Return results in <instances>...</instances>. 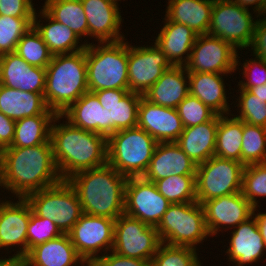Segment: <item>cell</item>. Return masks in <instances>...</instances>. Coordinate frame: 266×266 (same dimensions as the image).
<instances>
[{"instance_id":"ab89813d","label":"cell","mask_w":266,"mask_h":266,"mask_svg":"<svg viewBox=\"0 0 266 266\" xmlns=\"http://www.w3.org/2000/svg\"><path fill=\"white\" fill-rule=\"evenodd\" d=\"M33 26V18L0 15V56L15 52L17 43Z\"/></svg>"},{"instance_id":"5bb4252c","label":"cell","mask_w":266,"mask_h":266,"mask_svg":"<svg viewBox=\"0 0 266 266\" xmlns=\"http://www.w3.org/2000/svg\"><path fill=\"white\" fill-rule=\"evenodd\" d=\"M170 203L159 193L154 182L143 177H130L125 185L124 213L157 226Z\"/></svg>"},{"instance_id":"9c48e42d","label":"cell","mask_w":266,"mask_h":266,"mask_svg":"<svg viewBox=\"0 0 266 266\" xmlns=\"http://www.w3.org/2000/svg\"><path fill=\"white\" fill-rule=\"evenodd\" d=\"M244 165L235 160L213 156L196 169V198L203 204L213 198L241 192Z\"/></svg>"},{"instance_id":"2e32d148","label":"cell","mask_w":266,"mask_h":266,"mask_svg":"<svg viewBox=\"0 0 266 266\" xmlns=\"http://www.w3.org/2000/svg\"><path fill=\"white\" fill-rule=\"evenodd\" d=\"M205 223L211 236L233 229L253 216L254 207L242 192L213 198L203 204ZM233 227V228H232ZM223 228V230H221Z\"/></svg>"},{"instance_id":"74e56055","label":"cell","mask_w":266,"mask_h":266,"mask_svg":"<svg viewBox=\"0 0 266 266\" xmlns=\"http://www.w3.org/2000/svg\"><path fill=\"white\" fill-rule=\"evenodd\" d=\"M143 95L129 91L110 111V136L122 129L137 127L139 102Z\"/></svg>"},{"instance_id":"4dcf8cb0","label":"cell","mask_w":266,"mask_h":266,"mask_svg":"<svg viewBox=\"0 0 266 266\" xmlns=\"http://www.w3.org/2000/svg\"><path fill=\"white\" fill-rule=\"evenodd\" d=\"M213 4L214 0H168L164 16L190 27L198 35L208 34Z\"/></svg>"},{"instance_id":"d590c367","label":"cell","mask_w":266,"mask_h":266,"mask_svg":"<svg viewBox=\"0 0 266 266\" xmlns=\"http://www.w3.org/2000/svg\"><path fill=\"white\" fill-rule=\"evenodd\" d=\"M15 53L29 65L42 68L47 67L53 56L33 26L19 40Z\"/></svg>"},{"instance_id":"83f0119b","label":"cell","mask_w":266,"mask_h":266,"mask_svg":"<svg viewBox=\"0 0 266 266\" xmlns=\"http://www.w3.org/2000/svg\"><path fill=\"white\" fill-rule=\"evenodd\" d=\"M38 13L40 15L36 12L33 18V27L53 55L76 53L86 48L85 42L78 45L80 38L69 27L51 18L43 9H40ZM38 17L39 20H37ZM42 18L48 23L43 24Z\"/></svg>"},{"instance_id":"9f6ffc18","label":"cell","mask_w":266,"mask_h":266,"mask_svg":"<svg viewBox=\"0 0 266 266\" xmlns=\"http://www.w3.org/2000/svg\"><path fill=\"white\" fill-rule=\"evenodd\" d=\"M81 266H98L95 261H84Z\"/></svg>"},{"instance_id":"db71d44e","label":"cell","mask_w":266,"mask_h":266,"mask_svg":"<svg viewBox=\"0 0 266 266\" xmlns=\"http://www.w3.org/2000/svg\"><path fill=\"white\" fill-rule=\"evenodd\" d=\"M1 257L0 266H24V258L17 256L15 253L9 258Z\"/></svg>"},{"instance_id":"11a10c76","label":"cell","mask_w":266,"mask_h":266,"mask_svg":"<svg viewBox=\"0 0 266 266\" xmlns=\"http://www.w3.org/2000/svg\"><path fill=\"white\" fill-rule=\"evenodd\" d=\"M249 91L254 94L257 98L266 101V84L261 86L252 87Z\"/></svg>"},{"instance_id":"91938a15","label":"cell","mask_w":266,"mask_h":266,"mask_svg":"<svg viewBox=\"0 0 266 266\" xmlns=\"http://www.w3.org/2000/svg\"><path fill=\"white\" fill-rule=\"evenodd\" d=\"M2 188V177H1V167H0V189Z\"/></svg>"},{"instance_id":"9a60e30c","label":"cell","mask_w":266,"mask_h":266,"mask_svg":"<svg viewBox=\"0 0 266 266\" xmlns=\"http://www.w3.org/2000/svg\"><path fill=\"white\" fill-rule=\"evenodd\" d=\"M173 65L155 44L132 46L128 44L129 91L145 95L151 86Z\"/></svg>"},{"instance_id":"836d02e7","label":"cell","mask_w":266,"mask_h":266,"mask_svg":"<svg viewBox=\"0 0 266 266\" xmlns=\"http://www.w3.org/2000/svg\"><path fill=\"white\" fill-rule=\"evenodd\" d=\"M42 7L51 18L69 27L79 38L88 36V22L80 0H45Z\"/></svg>"},{"instance_id":"4fadbf2b","label":"cell","mask_w":266,"mask_h":266,"mask_svg":"<svg viewBox=\"0 0 266 266\" xmlns=\"http://www.w3.org/2000/svg\"><path fill=\"white\" fill-rule=\"evenodd\" d=\"M114 223V219L107 217L84 213L80 216L67 234L84 261H95L99 258V253L103 256L112 250Z\"/></svg>"},{"instance_id":"30bf717a","label":"cell","mask_w":266,"mask_h":266,"mask_svg":"<svg viewBox=\"0 0 266 266\" xmlns=\"http://www.w3.org/2000/svg\"><path fill=\"white\" fill-rule=\"evenodd\" d=\"M256 21L249 9L233 0H214L208 34L223 39L236 50H247L250 49Z\"/></svg>"},{"instance_id":"277c9868","label":"cell","mask_w":266,"mask_h":266,"mask_svg":"<svg viewBox=\"0 0 266 266\" xmlns=\"http://www.w3.org/2000/svg\"><path fill=\"white\" fill-rule=\"evenodd\" d=\"M88 91L85 49L53 55L46 67L44 100L47 107L61 115Z\"/></svg>"},{"instance_id":"7c38bea8","label":"cell","mask_w":266,"mask_h":266,"mask_svg":"<svg viewBox=\"0 0 266 266\" xmlns=\"http://www.w3.org/2000/svg\"><path fill=\"white\" fill-rule=\"evenodd\" d=\"M237 52L230 43L219 37L198 35L184 67L188 73L231 74L241 65Z\"/></svg>"},{"instance_id":"6da1fadb","label":"cell","mask_w":266,"mask_h":266,"mask_svg":"<svg viewBox=\"0 0 266 266\" xmlns=\"http://www.w3.org/2000/svg\"><path fill=\"white\" fill-rule=\"evenodd\" d=\"M2 187L16 198L54 186L62 181L51 142L33 147H7L0 162Z\"/></svg>"},{"instance_id":"603a6c76","label":"cell","mask_w":266,"mask_h":266,"mask_svg":"<svg viewBox=\"0 0 266 266\" xmlns=\"http://www.w3.org/2000/svg\"><path fill=\"white\" fill-rule=\"evenodd\" d=\"M110 111L103 108L93 92L84 93L63 114L73 126L110 137Z\"/></svg>"},{"instance_id":"d4e9b609","label":"cell","mask_w":266,"mask_h":266,"mask_svg":"<svg viewBox=\"0 0 266 266\" xmlns=\"http://www.w3.org/2000/svg\"><path fill=\"white\" fill-rule=\"evenodd\" d=\"M83 262L66 233L33 247L24 257V266H80Z\"/></svg>"},{"instance_id":"8992f818","label":"cell","mask_w":266,"mask_h":266,"mask_svg":"<svg viewBox=\"0 0 266 266\" xmlns=\"http://www.w3.org/2000/svg\"><path fill=\"white\" fill-rule=\"evenodd\" d=\"M157 144L139 127L119 130L107 139V163L127 178L143 177Z\"/></svg>"},{"instance_id":"60d3db41","label":"cell","mask_w":266,"mask_h":266,"mask_svg":"<svg viewBox=\"0 0 266 266\" xmlns=\"http://www.w3.org/2000/svg\"><path fill=\"white\" fill-rule=\"evenodd\" d=\"M243 196L254 208L259 207L257 198L266 196V163L246 165L243 171Z\"/></svg>"},{"instance_id":"ee69618b","label":"cell","mask_w":266,"mask_h":266,"mask_svg":"<svg viewBox=\"0 0 266 266\" xmlns=\"http://www.w3.org/2000/svg\"><path fill=\"white\" fill-rule=\"evenodd\" d=\"M63 233L52 220L35 215L32 211L27 228V254L35 246L54 239Z\"/></svg>"},{"instance_id":"e0dca14e","label":"cell","mask_w":266,"mask_h":266,"mask_svg":"<svg viewBox=\"0 0 266 266\" xmlns=\"http://www.w3.org/2000/svg\"><path fill=\"white\" fill-rule=\"evenodd\" d=\"M18 201L0 200V249L18 248L17 256L27 255V228L31 207L25 198ZM17 246V247H16ZM9 247V248H8Z\"/></svg>"},{"instance_id":"f6af8a7d","label":"cell","mask_w":266,"mask_h":266,"mask_svg":"<svg viewBox=\"0 0 266 266\" xmlns=\"http://www.w3.org/2000/svg\"><path fill=\"white\" fill-rule=\"evenodd\" d=\"M254 57V59L245 60L241 65L243 66L240 68L243 70L242 75L247 79L238 82V87L241 89L249 90L252 87L266 84V62Z\"/></svg>"},{"instance_id":"f907efd6","label":"cell","mask_w":266,"mask_h":266,"mask_svg":"<svg viewBox=\"0 0 266 266\" xmlns=\"http://www.w3.org/2000/svg\"><path fill=\"white\" fill-rule=\"evenodd\" d=\"M128 92L129 90L123 89H105L93 93L97 96L102 107L107 109L114 106L117 102H120Z\"/></svg>"},{"instance_id":"bcb514c9","label":"cell","mask_w":266,"mask_h":266,"mask_svg":"<svg viewBox=\"0 0 266 266\" xmlns=\"http://www.w3.org/2000/svg\"><path fill=\"white\" fill-rule=\"evenodd\" d=\"M36 9L32 0H0V15L34 18Z\"/></svg>"},{"instance_id":"3957f363","label":"cell","mask_w":266,"mask_h":266,"mask_svg":"<svg viewBox=\"0 0 266 266\" xmlns=\"http://www.w3.org/2000/svg\"><path fill=\"white\" fill-rule=\"evenodd\" d=\"M127 179L107 163L80 171L67 181L76 191L84 214L116 220L124 213Z\"/></svg>"},{"instance_id":"816d5d0a","label":"cell","mask_w":266,"mask_h":266,"mask_svg":"<svg viewBox=\"0 0 266 266\" xmlns=\"http://www.w3.org/2000/svg\"><path fill=\"white\" fill-rule=\"evenodd\" d=\"M235 3L238 5L242 6L243 8L249 9V6H253V13L257 14L260 16L262 11L264 10L266 0H233Z\"/></svg>"},{"instance_id":"ba28073f","label":"cell","mask_w":266,"mask_h":266,"mask_svg":"<svg viewBox=\"0 0 266 266\" xmlns=\"http://www.w3.org/2000/svg\"><path fill=\"white\" fill-rule=\"evenodd\" d=\"M32 212L52 220L62 233H68L83 214L74 188L67 180L25 197Z\"/></svg>"},{"instance_id":"d6986e66","label":"cell","mask_w":266,"mask_h":266,"mask_svg":"<svg viewBox=\"0 0 266 266\" xmlns=\"http://www.w3.org/2000/svg\"><path fill=\"white\" fill-rule=\"evenodd\" d=\"M88 22V35L98 42H116L125 35L122 26L121 10L114 0H80ZM122 33V34H121Z\"/></svg>"},{"instance_id":"7dc6e473","label":"cell","mask_w":266,"mask_h":266,"mask_svg":"<svg viewBox=\"0 0 266 266\" xmlns=\"http://www.w3.org/2000/svg\"><path fill=\"white\" fill-rule=\"evenodd\" d=\"M257 18L250 50H253L252 56L266 62V18L255 15ZM259 18V19H258ZM261 18V19H260Z\"/></svg>"},{"instance_id":"ffe728a7","label":"cell","mask_w":266,"mask_h":266,"mask_svg":"<svg viewBox=\"0 0 266 266\" xmlns=\"http://www.w3.org/2000/svg\"><path fill=\"white\" fill-rule=\"evenodd\" d=\"M46 68L29 65L17 53L0 56V84L25 92L44 93Z\"/></svg>"},{"instance_id":"8fae6325","label":"cell","mask_w":266,"mask_h":266,"mask_svg":"<svg viewBox=\"0 0 266 266\" xmlns=\"http://www.w3.org/2000/svg\"><path fill=\"white\" fill-rule=\"evenodd\" d=\"M160 244L155 226L125 213L115 220L112 251L117 254L151 262Z\"/></svg>"},{"instance_id":"4316f807","label":"cell","mask_w":266,"mask_h":266,"mask_svg":"<svg viewBox=\"0 0 266 266\" xmlns=\"http://www.w3.org/2000/svg\"><path fill=\"white\" fill-rule=\"evenodd\" d=\"M219 114L212 120L184 128L176 143L196 164H201L214 156Z\"/></svg>"},{"instance_id":"c3c4849f","label":"cell","mask_w":266,"mask_h":266,"mask_svg":"<svg viewBox=\"0 0 266 266\" xmlns=\"http://www.w3.org/2000/svg\"><path fill=\"white\" fill-rule=\"evenodd\" d=\"M95 262L98 266H151L148 260L125 257L112 250L99 256Z\"/></svg>"},{"instance_id":"d6a6232c","label":"cell","mask_w":266,"mask_h":266,"mask_svg":"<svg viewBox=\"0 0 266 266\" xmlns=\"http://www.w3.org/2000/svg\"><path fill=\"white\" fill-rule=\"evenodd\" d=\"M229 115H219L214 155L241 162L243 121Z\"/></svg>"},{"instance_id":"f546056e","label":"cell","mask_w":266,"mask_h":266,"mask_svg":"<svg viewBox=\"0 0 266 266\" xmlns=\"http://www.w3.org/2000/svg\"><path fill=\"white\" fill-rule=\"evenodd\" d=\"M0 112L14 121L39 114H56L44 100V93L25 92L0 84Z\"/></svg>"},{"instance_id":"7a4b0ae2","label":"cell","mask_w":266,"mask_h":266,"mask_svg":"<svg viewBox=\"0 0 266 266\" xmlns=\"http://www.w3.org/2000/svg\"><path fill=\"white\" fill-rule=\"evenodd\" d=\"M57 115L51 126L53 157L62 180L74 174L107 164V138L73 126L68 120L60 123ZM59 124L57 125L56 123Z\"/></svg>"},{"instance_id":"5b68a950","label":"cell","mask_w":266,"mask_h":266,"mask_svg":"<svg viewBox=\"0 0 266 266\" xmlns=\"http://www.w3.org/2000/svg\"><path fill=\"white\" fill-rule=\"evenodd\" d=\"M127 39L116 42H87L85 58L89 92L105 89L129 90ZM89 43V44H88Z\"/></svg>"},{"instance_id":"1f68e13d","label":"cell","mask_w":266,"mask_h":266,"mask_svg":"<svg viewBox=\"0 0 266 266\" xmlns=\"http://www.w3.org/2000/svg\"><path fill=\"white\" fill-rule=\"evenodd\" d=\"M57 114H39L17 120L10 147H33L51 142V126Z\"/></svg>"},{"instance_id":"7bdbcfd3","label":"cell","mask_w":266,"mask_h":266,"mask_svg":"<svg viewBox=\"0 0 266 266\" xmlns=\"http://www.w3.org/2000/svg\"><path fill=\"white\" fill-rule=\"evenodd\" d=\"M176 110L182 120L184 128L206 123L217 115L215 111L191 94H188L186 98L177 105Z\"/></svg>"},{"instance_id":"f35d334b","label":"cell","mask_w":266,"mask_h":266,"mask_svg":"<svg viewBox=\"0 0 266 266\" xmlns=\"http://www.w3.org/2000/svg\"><path fill=\"white\" fill-rule=\"evenodd\" d=\"M196 249L161 242L152 258L151 266H202Z\"/></svg>"},{"instance_id":"f5cc1de1","label":"cell","mask_w":266,"mask_h":266,"mask_svg":"<svg viewBox=\"0 0 266 266\" xmlns=\"http://www.w3.org/2000/svg\"><path fill=\"white\" fill-rule=\"evenodd\" d=\"M257 209L254 208L253 209V216L255 218V221L257 223V226H258V229L260 231V234L263 238V241H264V244H265V247H266V213H255Z\"/></svg>"},{"instance_id":"680465c9","label":"cell","mask_w":266,"mask_h":266,"mask_svg":"<svg viewBox=\"0 0 266 266\" xmlns=\"http://www.w3.org/2000/svg\"><path fill=\"white\" fill-rule=\"evenodd\" d=\"M3 151H4V149L0 146V162H1V159H2V156H3Z\"/></svg>"},{"instance_id":"f1b7e54d","label":"cell","mask_w":266,"mask_h":266,"mask_svg":"<svg viewBox=\"0 0 266 266\" xmlns=\"http://www.w3.org/2000/svg\"><path fill=\"white\" fill-rule=\"evenodd\" d=\"M225 75L228 76L221 73H188L189 94L197 97L217 114L230 115L231 110L223 80Z\"/></svg>"},{"instance_id":"44dd1931","label":"cell","mask_w":266,"mask_h":266,"mask_svg":"<svg viewBox=\"0 0 266 266\" xmlns=\"http://www.w3.org/2000/svg\"><path fill=\"white\" fill-rule=\"evenodd\" d=\"M196 169L176 142H158L143 178L155 183L172 175H196Z\"/></svg>"},{"instance_id":"ac0fdd59","label":"cell","mask_w":266,"mask_h":266,"mask_svg":"<svg viewBox=\"0 0 266 266\" xmlns=\"http://www.w3.org/2000/svg\"><path fill=\"white\" fill-rule=\"evenodd\" d=\"M137 127L157 142H176L184 130L176 109L154 104L144 96L139 102Z\"/></svg>"},{"instance_id":"b9f144b4","label":"cell","mask_w":266,"mask_h":266,"mask_svg":"<svg viewBox=\"0 0 266 266\" xmlns=\"http://www.w3.org/2000/svg\"><path fill=\"white\" fill-rule=\"evenodd\" d=\"M239 89L240 94L236 101L238 102L236 105L240 109L239 115L232 114V116L247 124L266 128V101L257 98L248 89Z\"/></svg>"},{"instance_id":"e575fe53","label":"cell","mask_w":266,"mask_h":266,"mask_svg":"<svg viewBox=\"0 0 266 266\" xmlns=\"http://www.w3.org/2000/svg\"><path fill=\"white\" fill-rule=\"evenodd\" d=\"M196 175H172L157 180L155 185L170 204L196 202Z\"/></svg>"},{"instance_id":"681fc988","label":"cell","mask_w":266,"mask_h":266,"mask_svg":"<svg viewBox=\"0 0 266 266\" xmlns=\"http://www.w3.org/2000/svg\"><path fill=\"white\" fill-rule=\"evenodd\" d=\"M16 121L0 112V146L5 149L12 145Z\"/></svg>"},{"instance_id":"7402d4cb","label":"cell","mask_w":266,"mask_h":266,"mask_svg":"<svg viewBox=\"0 0 266 266\" xmlns=\"http://www.w3.org/2000/svg\"><path fill=\"white\" fill-rule=\"evenodd\" d=\"M266 247L254 216L240 223L231 232L229 248L225 253L235 266L257 263L264 255Z\"/></svg>"},{"instance_id":"52a82bcc","label":"cell","mask_w":266,"mask_h":266,"mask_svg":"<svg viewBox=\"0 0 266 266\" xmlns=\"http://www.w3.org/2000/svg\"><path fill=\"white\" fill-rule=\"evenodd\" d=\"M156 229L161 242L196 250L210 236L203 206L197 201L170 204Z\"/></svg>"},{"instance_id":"cb8c5ba5","label":"cell","mask_w":266,"mask_h":266,"mask_svg":"<svg viewBox=\"0 0 266 266\" xmlns=\"http://www.w3.org/2000/svg\"><path fill=\"white\" fill-rule=\"evenodd\" d=\"M163 20L164 25L154 40L155 44L173 66H184L198 34L186 25L170 21L166 17Z\"/></svg>"},{"instance_id":"8d00e7d4","label":"cell","mask_w":266,"mask_h":266,"mask_svg":"<svg viewBox=\"0 0 266 266\" xmlns=\"http://www.w3.org/2000/svg\"><path fill=\"white\" fill-rule=\"evenodd\" d=\"M241 163H266V128L243 122Z\"/></svg>"},{"instance_id":"484cf974","label":"cell","mask_w":266,"mask_h":266,"mask_svg":"<svg viewBox=\"0 0 266 266\" xmlns=\"http://www.w3.org/2000/svg\"><path fill=\"white\" fill-rule=\"evenodd\" d=\"M188 94V71L184 66H172L143 96L154 104L176 109Z\"/></svg>"},{"instance_id":"6f0895ef","label":"cell","mask_w":266,"mask_h":266,"mask_svg":"<svg viewBox=\"0 0 266 266\" xmlns=\"http://www.w3.org/2000/svg\"><path fill=\"white\" fill-rule=\"evenodd\" d=\"M260 17L266 18V3H265L264 10H263L262 13L260 14Z\"/></svg>"}]
</instances>
